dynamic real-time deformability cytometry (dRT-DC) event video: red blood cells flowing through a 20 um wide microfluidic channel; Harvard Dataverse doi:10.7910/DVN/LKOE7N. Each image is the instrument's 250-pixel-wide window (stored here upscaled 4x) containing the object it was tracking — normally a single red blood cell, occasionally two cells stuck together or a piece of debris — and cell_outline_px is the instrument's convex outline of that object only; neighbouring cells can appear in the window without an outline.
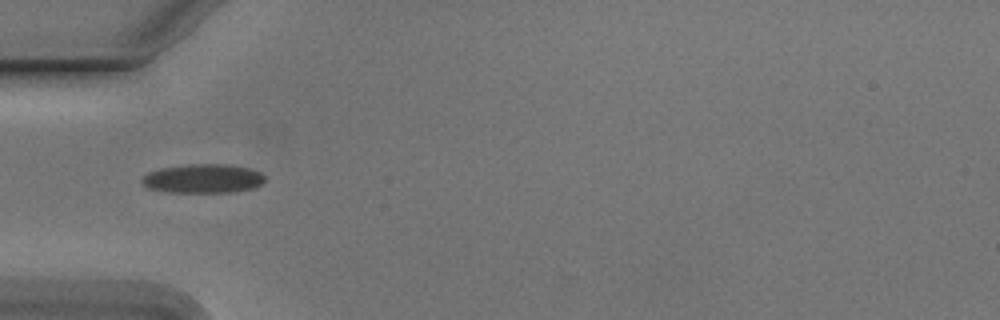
{"species": "Egyptian fruit bat (a non-hibernating species)", "species_latin": "Rousettus aegyptiacus", "temperature_condition": "cold", "stored_images_in_passage": 23, "camera_frame_rate_fps": 3000, "um_per_image_px": 0.085, "animal": {"sex": "male"}, "frame": {"image": 1, "passage_image": 1, "time_ms": 0.0, "image_size_px": [1000, 320], "cell_outline_px": [[264, 180], [260, 184], [252, 188], [236, 192], [164, 192], [148, 188], [140, 180], [148, 172], [160, 168], [192, 164], [228, 164], [248, 168], [260, 172], [264, 176]], "centroid_in_image_um": [17.24, 15.18], "position_along_channel_um": 67.8, "area_um2": 20.75}}
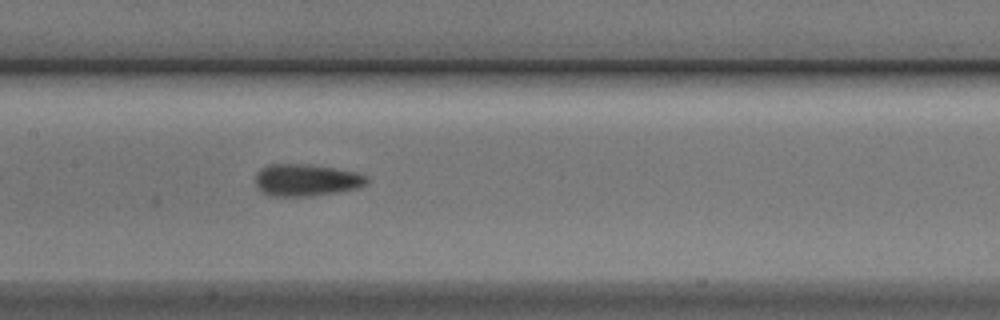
{"frame": {"image": 2, "passage_image": 10, "time_ms": 3.0, "image_size_px": [1000, 320], "cell_outline_px": [[368, 180], [364, 184], [356, 188], [336, 192], [312, 196], [268, 196], [260, 192], [256, 184], [256, 172], [260, 168], [268, 164], [312, 164], [356, 172], [368, 176]], "centroid_in_image_um": [25.98, 15.3], "position_along_channel_um": 181.4, "area_um2": 20.92}}
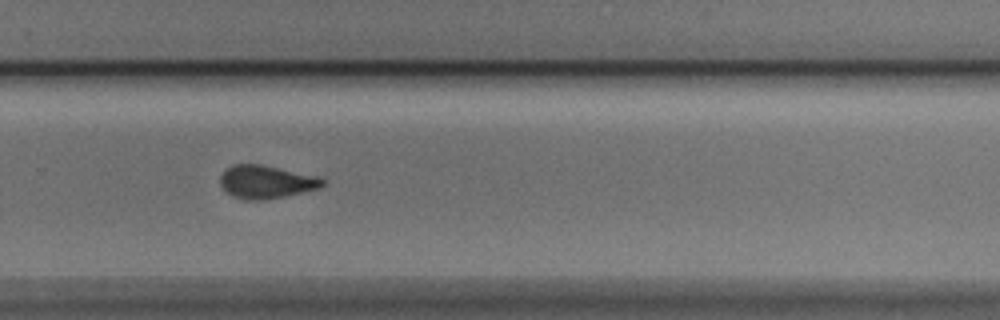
{"frame": {"image": 3, "passage_image": 20, "time_ms": 6.333, "image_size_px": [1000, 320], "cell_outline_px": [[324, 184], [320, 188], [284, 196], [264, 200], [244, 200], [232, 196], [220, 184], [220, 176], [224, 168], [232, 164], [260, 164], [316, 176], [324, 180]], "centroid_in_image_um": [22.57, 15.46], "position_along_channel_um": 307.2, "area_um2": 19.65}}